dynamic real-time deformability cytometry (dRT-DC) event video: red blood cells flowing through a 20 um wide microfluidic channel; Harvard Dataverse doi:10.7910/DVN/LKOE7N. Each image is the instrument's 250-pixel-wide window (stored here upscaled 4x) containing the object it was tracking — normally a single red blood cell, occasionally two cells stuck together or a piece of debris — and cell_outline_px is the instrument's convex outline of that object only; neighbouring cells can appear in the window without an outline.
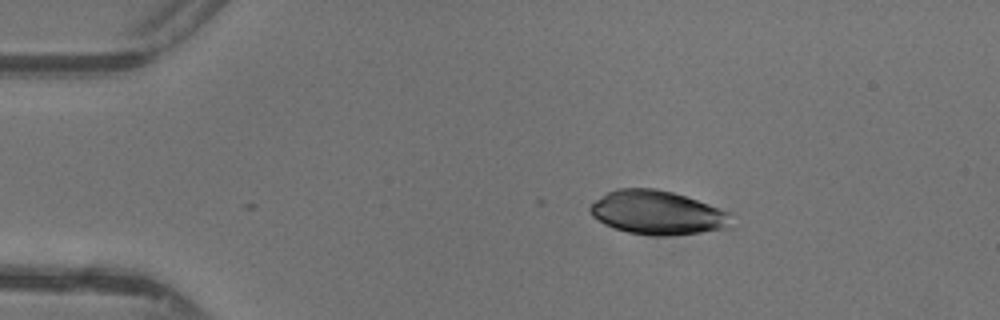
{"species": "common noctule bat (a hibernating species)", "species_latin": "Nyctalus noctula", "temperature_condition": "warm", "stored_images_in_passage": 5, "camera_frame_rate_fps": 3000, "um_per_image_px": 0.085, "animal": {"sex": "female"}, "frame": {"image": 1, "passage_image": 1, "time_ms": 0.0, "image_size_px": [1000, 320], "cell_outline_px": [[736, 228], [664, 236], [660, 236], [628, 232], [604, 224], [592, 216], [588, 208], [596, 200], [608, 192], [616, 188], [656, 188], [672, 192], [708, 204], [728, 212]], "centroid_in_image_um": [55.91, 18.08], "position_along_channel_um": 29.1, "area_um2": 36.01}}